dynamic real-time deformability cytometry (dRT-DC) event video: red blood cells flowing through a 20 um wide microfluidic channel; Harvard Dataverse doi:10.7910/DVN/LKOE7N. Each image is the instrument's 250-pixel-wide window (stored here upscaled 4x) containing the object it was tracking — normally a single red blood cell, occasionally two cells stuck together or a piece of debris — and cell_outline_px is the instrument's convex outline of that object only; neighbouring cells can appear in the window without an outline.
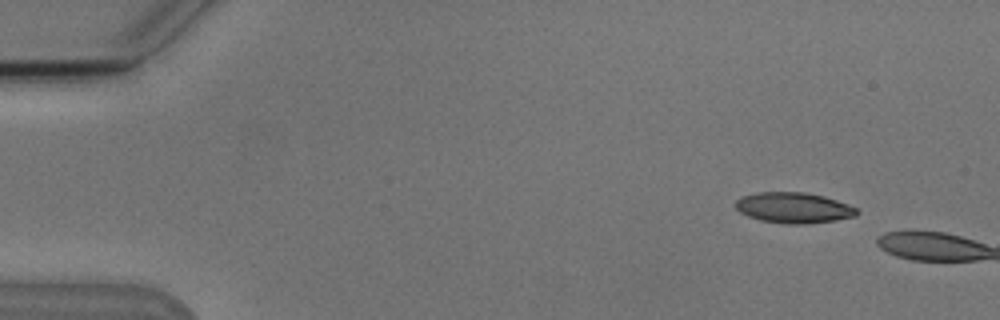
{"species": "Egyptian fruit bat (a non-hibernating species)", "species_latin": "Rousettus aegyptiacus", "temperature_condition": "cold", "stored_images_in_passage": 3, "camera_frame_rate_fps": 3000, "um_per_image_px": 0.085, "animal": {"sex": "male"}, "frame": {"image": 1, "passage_image": 2, "time_ms": 1.333, "image_size_px": [1000, 320], "cell_outline_px": [[860, 212], [856, 216], [836, 220], [804, 224], [788, 224], [760, 220], [748, 216], [740, 212], [736, 208], [736, 200], [744, 196], [756, 192], [804, 192], [824, 196], [848, 204], [856, 208]], "centroid_in_image_um": [67.48, 17.66], "position_along_channel_um": 17.5, "area_um2": 21.62}}